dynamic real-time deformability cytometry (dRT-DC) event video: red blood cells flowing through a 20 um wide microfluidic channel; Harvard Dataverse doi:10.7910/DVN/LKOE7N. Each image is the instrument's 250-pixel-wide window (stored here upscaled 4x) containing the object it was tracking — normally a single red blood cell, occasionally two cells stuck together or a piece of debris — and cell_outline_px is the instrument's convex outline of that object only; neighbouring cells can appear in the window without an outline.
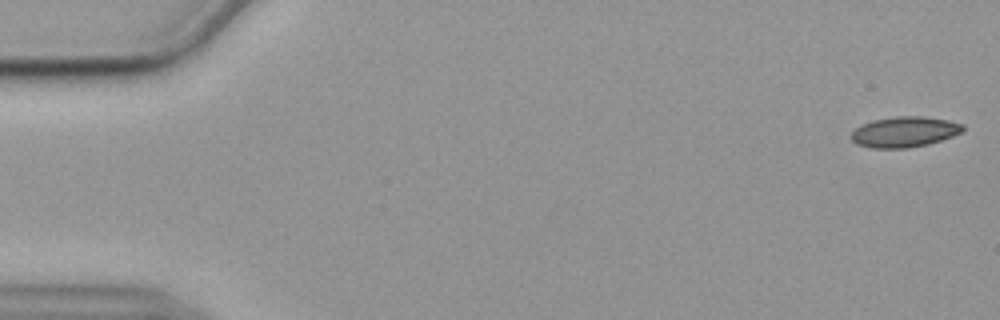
{"species": "common noctule bat (a hibernating species)", "species_latin": "Nyctalus noctula", "temperature_condition": "cold", "stored_images_in_passage": 11, "camera_frame_rate_fps": 3000, "um_per_image_px": 0.085, "animal": {"sex": "female", "body_mass_g": 19.9}, "frame": {"image": 1, "passage_image": 1, "time_ms": 0.0, "image_size_px": [1000, 320], "cell_outline_px": [[964, 132], [928, 144], [908, 148], [872, 148], [856, 144], [848, 136], [856, 128], [872, 120], [896, 116], [924, 116], [948, 120], [964, 124]], "centroid_in_image_um": [76.88, 11.21], "position_along_channel_um": 8.1, "area_um2": 20.0}}